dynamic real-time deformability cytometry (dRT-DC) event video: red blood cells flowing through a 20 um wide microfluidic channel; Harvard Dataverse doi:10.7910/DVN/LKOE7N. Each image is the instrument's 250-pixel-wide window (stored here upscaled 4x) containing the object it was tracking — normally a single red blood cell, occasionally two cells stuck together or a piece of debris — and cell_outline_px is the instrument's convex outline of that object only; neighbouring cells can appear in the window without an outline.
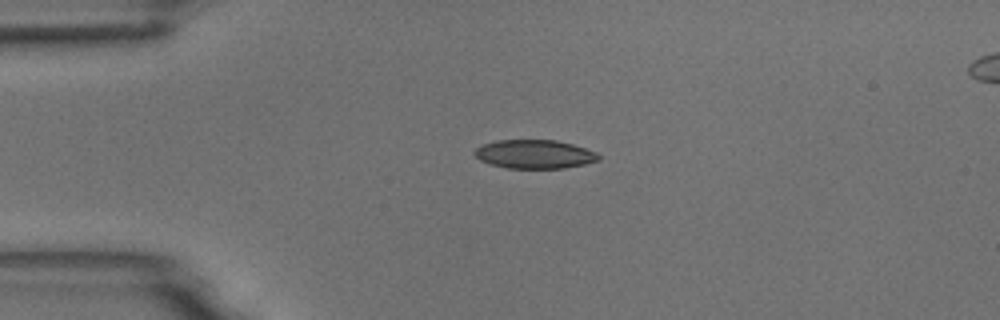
{"species": "common noctule bat (a hibernating species)", "species_latin": "Nyctalus noctula", "temperature_condition": "room temperature", "stored_images_in_passage": 42, "camera_frame_rate_fps": 3000, "um_per_image_px": 0.085, "animal": {"sex": "male", "body_mass_g": 18.8}, "frame": {"image": 1, "passage_image": 1, "time_ms": 0.0, "image_size_px": [1000, 320], "cell_outline_px": [[600, 160], [584, 164], [564, 168], [508, 168], [492, 164], [480, 160], [472, 152], [476, 148], [484, 144], [496, 140], [556, 140], [572, 144], [596, 152], [600, 156]], "centroid_in_image_um": [45.44, 13.1], "position_along_channel_um": 39.6, "area_um2": 20.63}}
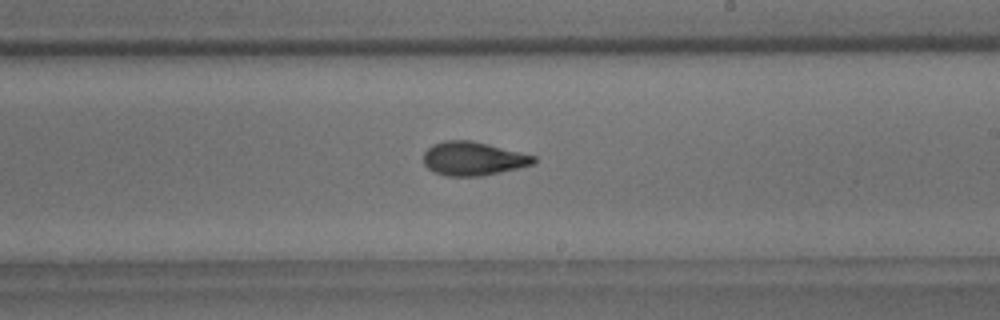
{"frame": {"image": 2, "passage_image": 20, "time_ms": 6.333, "image_size_px": [1000, 320], "cell_outline_px": [[536, 160], [532, 164], [520, 168], [480, 176], [448, 176], [436, 172], [428, 168], [424, 164], [424, 152], [432, 144], [444, 140], [472, 140], [536, 156]], "centroid_in_image_um": [40.21, 13.47], "position_along_channel_um": 248.8, "area_um2": 21.56}}
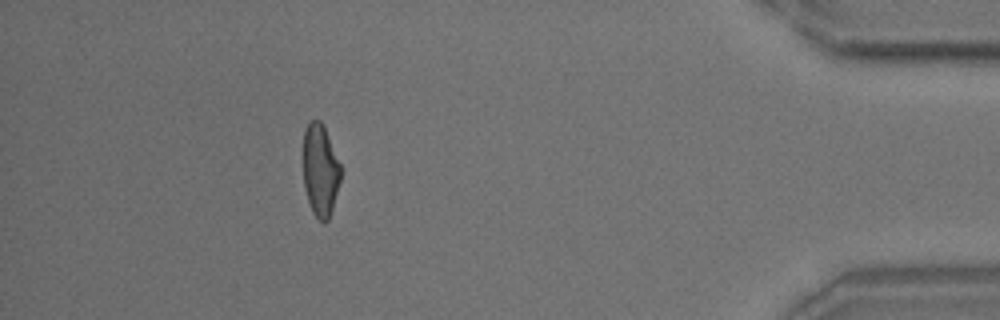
{"frame": {"image": 3, "passage_image": 37, "time_ms": 12.0, "image_size_px": [1000, 320], "cell_outline_px": [[340, 180], [332, 208], [328, 220], [324, 224], [312, 212], [308, 200], [304, 184], [304, 132], [308, 120], [320, 120], [324, 128], [340, 164]], "centroid_in_image_um": [27.21, 14.47], "position_along_channel_um": 408.0, "area_um2": 19.71}, "authors_computed_cell_mechanics": {"area_um2": 21.4727, "velocity_mm_per_s": 3.7314, "shape_relaxation_time_tau1_ms": 5.6728, "shape_relaxation_time_tau2_ms": 1.7221, "deformation_change_tau1": 0.1776, "deformation_change_tau2": 0.0797}}